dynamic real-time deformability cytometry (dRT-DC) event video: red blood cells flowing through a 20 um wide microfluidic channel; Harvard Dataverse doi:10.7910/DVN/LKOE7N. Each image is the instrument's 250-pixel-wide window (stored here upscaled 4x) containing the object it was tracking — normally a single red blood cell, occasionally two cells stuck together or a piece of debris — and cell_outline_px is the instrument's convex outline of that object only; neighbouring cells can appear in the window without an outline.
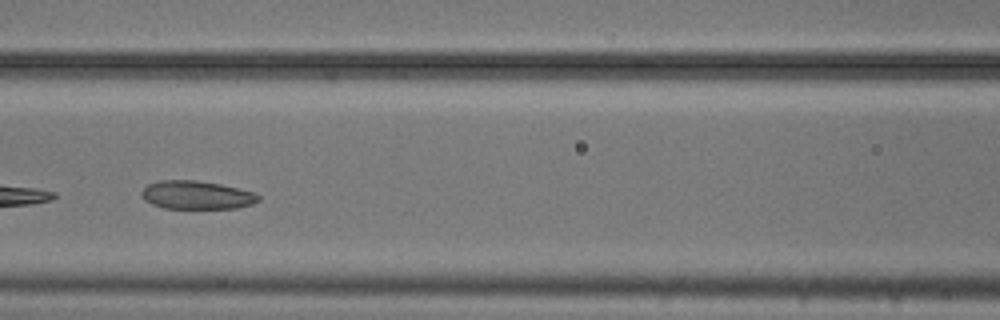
{"species": "common noctule bat (a hibernating species)", "species_latin": "Nyctalus noctula", "temperature_condition": "cold", "stored_images_in_passage": 11, "camera_frame_rate_fps": 3000, "um_per_image_px": 0.085, "animal": {"sex": "male", "body_mass_g": 20.5, "forearm_length_mm": 52.5}, "frame": {"image": 1, "passage_image": 5, "time_ms": 1.333, "image_size_px": [1000, 320], "cell_outline_px": [[260, 200], [252, 204], [236, 208], [164, 208], [152, 204], [144, 200], [140, 196], [140, 192], [148, 184], [160, 180], [196, 180], [220, 184], [256, 192], [260, 196]], "centroid_in_image_um": [16.71, 16.57], "position_along_channel_um": 149.9, "area_um2": 19.42}}
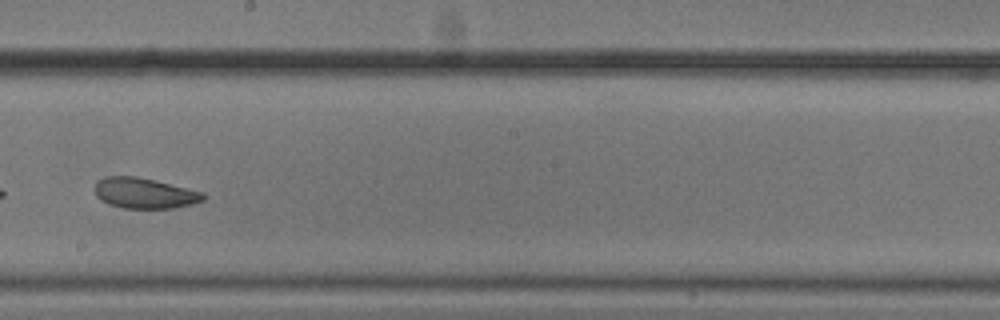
{"frame": {"image": 2, "passage_image": 7, "time_ms": 2.0, "image_size_px": [1000, 320], "cell_outline_px": [[204, 200], [192, 204], [172, 208], [124, 208], [108, 204], [100, 200], [96, 196], [96, 180], [104, 176], [136, 176], [156, 180], [204, 192]], "centroid_in_image_um": [12.27, 16.41], "position_along_channel_um": 235.9, "area_um2": 19.42}}
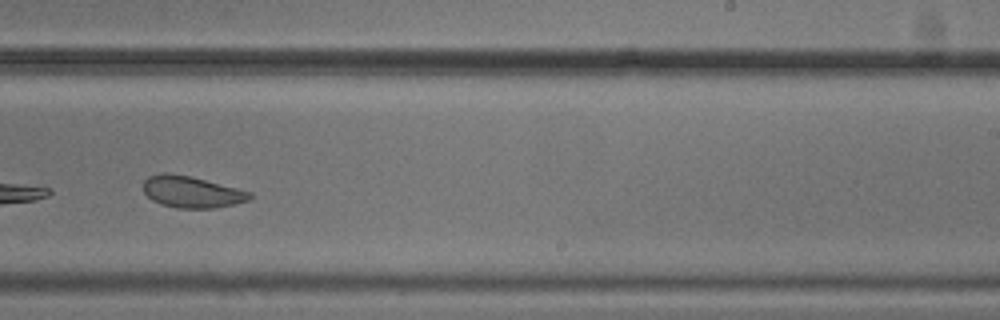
{"frame": {"image": 3, "passage_image": 8, "time_ms": 2.333, "image_size_px": [1000, 320], "cell_outline_px": [[252, 196], [248, 200], [216, 208], [176, 208], [160, 204], [152, 200], [144, 192], [144, 180], [148, 176], [164, 172], [188, 176], [252, 192]], "centroid_in_image_um": [16.26, 16.32], "position_along_channel_um": 272.7, "area_um2": 19.31}}